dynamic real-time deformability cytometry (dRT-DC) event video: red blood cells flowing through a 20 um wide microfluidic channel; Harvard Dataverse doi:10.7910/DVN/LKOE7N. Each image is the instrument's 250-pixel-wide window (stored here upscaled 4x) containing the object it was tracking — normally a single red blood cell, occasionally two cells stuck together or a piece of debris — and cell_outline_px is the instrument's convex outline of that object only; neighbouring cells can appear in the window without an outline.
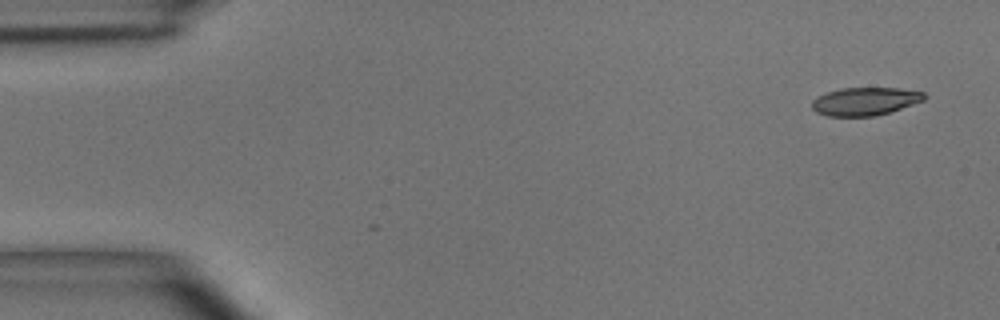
{"species": "common noctule bat (a hibernating species)", "species_latin": "Nyctalus noctula", "temperature_condition": "room temperature", "stored_images_in_passage": 2, "camera_frame_rate_fps": 3000, "um_per_image_px": 0.085, "animal": {"sex": "male", "body_mass_g": 15.6}, "frame": {"image": 1, "passage_image": 2, "time_ms": 0.333, "image_size_px": [1000, 320], "cell_outline_px": [[928, 96], [924, 100], [876, 116], [828, 116], [816, 112], [812, 108], [812, 100], [828, 92], [840, 88], [896, 88], [924, 92]], "centroid_in_image_um": [73.53, 8.61], "position_along_channel_um": 11.5, "area_um2": 18.15}}